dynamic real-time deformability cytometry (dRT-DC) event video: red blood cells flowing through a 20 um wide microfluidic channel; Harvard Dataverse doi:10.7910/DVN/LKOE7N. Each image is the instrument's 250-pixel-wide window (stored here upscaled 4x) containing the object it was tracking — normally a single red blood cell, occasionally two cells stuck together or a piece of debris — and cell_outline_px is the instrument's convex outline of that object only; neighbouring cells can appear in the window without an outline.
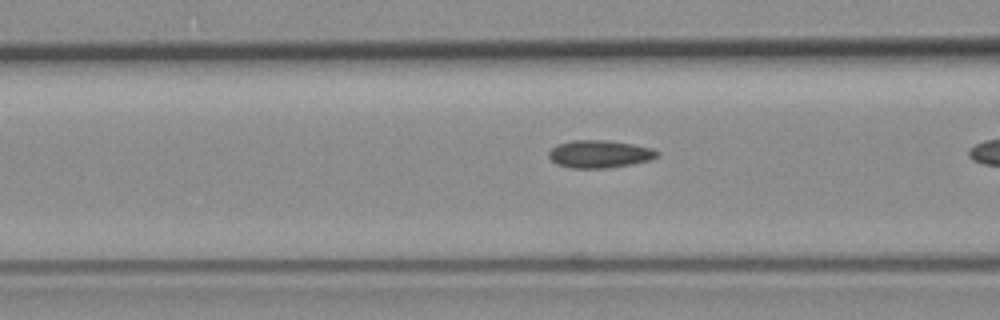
{"species": "common noctule bat (a hibernating species)", "species_latin": "Nyctalus noctula", "temperature_condition": "room temperature", "stored_images_in_passage": 7, "camera_frame_rate_fps": 3000, "um_per_image_px": 0.085, "animal": {"sex": "female", "body_mass_g": 19.3, "forearm_length_mm": 54.1}, "frame": {"image": 1, "passage_image": 6, "time_ms": 1.667, "image_size_px": [1000, 320], "cell_outline_px": [[660, 156], [652, 160], [632, 164], [608, 168], [572, 168], [556, 164], [548, 156], [548, 152], [556, 144], [572, 140], [608, 140], [632, 144], [652, 148], [660, 152]], "centroid_in_image_um": [50.99, 13.09], "position_along_channel_um": 115.6, "area_um2": 17.69}}